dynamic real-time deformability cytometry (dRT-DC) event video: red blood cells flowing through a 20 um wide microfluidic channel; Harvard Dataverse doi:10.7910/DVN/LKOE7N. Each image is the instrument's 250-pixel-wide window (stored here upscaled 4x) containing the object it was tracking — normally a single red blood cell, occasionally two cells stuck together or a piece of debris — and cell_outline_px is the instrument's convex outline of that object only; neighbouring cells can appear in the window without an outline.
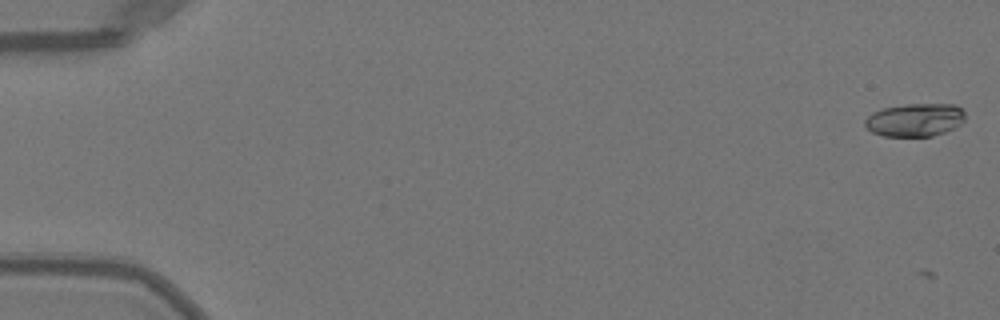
{"species": "Egyptian fruit bat (a non-hibernating species)", "species_latin": "Rousettus aegyptiacus", "temperature_condition": "warm", "stored_images_in_passage": 10, "camera_frame_rate_fps": 3000, "um_per_image_px": 0.085, "animal": {"sex": "female"}, "frame": {"image": 1, "passage_image": 3, "time_ms": 0.667, "image_size_px": [1000, 320], "cell_outline_px": [[964, 120], [960, 124], [944, 132], [932, 136], [884, 136], [872, 132], [864, 124], [864, 120], [872, 112], [884, 108], [908, 104], [956, 104], [964, 112]], "centroid_in_image_um": [77.76, 10.19], "position_along_channel_um": 7.2, "area_um2": 19.19}}